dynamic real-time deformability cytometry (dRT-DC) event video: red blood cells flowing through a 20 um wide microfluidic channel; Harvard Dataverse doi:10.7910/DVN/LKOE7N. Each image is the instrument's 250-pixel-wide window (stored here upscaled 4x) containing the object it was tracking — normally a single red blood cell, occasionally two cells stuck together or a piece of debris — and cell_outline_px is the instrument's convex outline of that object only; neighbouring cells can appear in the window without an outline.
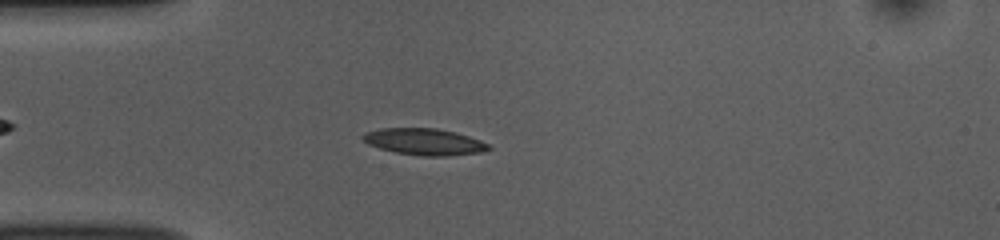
{"species": "common noctule bat (a hibernating species)", "species_latin": "Nyctalus noctula", "temperature_condition": "room temperature", "stored_images_in_passage": 49, "camera_frame_rate_fps": 3000, "um_per_image_px": 0.085, "animal": {"sex": "female", "body_mass_g": 10.0, "forearm_length_mm": 53.1}, "frame": {"image": 1, "passage_image": 10, "time_ms": 3.0, "image_size_px": [1000, 240], "cell_outline_px": [[492, 148], [480, 152], [448, 156], [420, 156], [396, 152], [380, 148], [368, 144], [360, 136], [364, 132], [380, 128], [436, 128], [456, 132], [480, 140], [488, 144]], "centroid_in_image_um": [36.04, 12.04], "position_along_channel_um": 49.0, "area_um2": 19.48}}
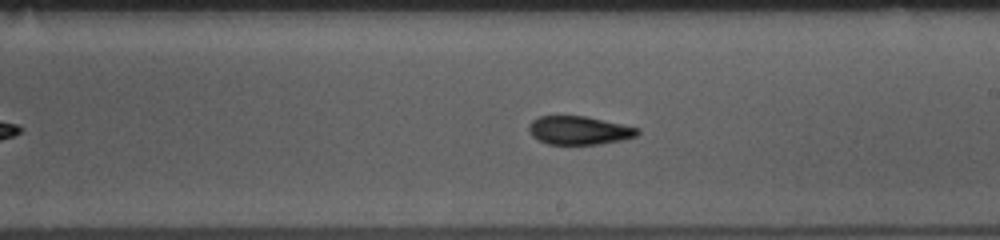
{"frame": {"image": 2, "passage_image": 26, "time_ms": 8.333, "image_size_px": [1000, 240], "cell_outline_px": [[640, 132], [636, 136], [620, 140], [600, 144], [548, 144], [536, 140], [528, 132], [528, 124], [532, 120], [540, 116], [588, 116], [640, 128]], "centroid_in_image_um": [49.19, 11.08], "position_along_channel_um": 239.8, "area_um2": 18.21}}
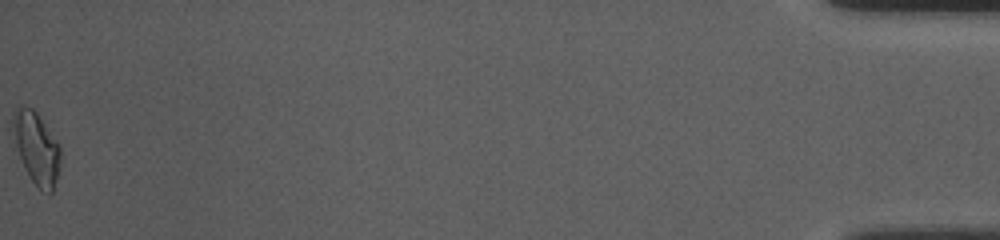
{"frame": {"image": 3, "passage_image": 49, "time_ms": 16.0, "image_size_px": [1000, 240], "cell_outline_px": [[60, 164], [56, 180], [52, 192], [48, 196], [32, 180], [20, 156], [16, 144], [12, 116], [12, 112], [16, 108], [32, 108], [36, 112], [60, 144]], "centroid_in_image_um": [3.14, 12.59], "position_along_channel_um": 432.1, "area_um2": 19.31}, "authors_computed_cell_mechanics": {"area_um2": 18.3226, "velocity_mm_per_s": 3.7921, "shape_relaxation_time_tau1_ms": 4.9281, "shape_relaxation_time_tau2_ms": 2.5506, "deformation_change_tau1": 0.1498, "deformation_change_tau2": 0.0953}}